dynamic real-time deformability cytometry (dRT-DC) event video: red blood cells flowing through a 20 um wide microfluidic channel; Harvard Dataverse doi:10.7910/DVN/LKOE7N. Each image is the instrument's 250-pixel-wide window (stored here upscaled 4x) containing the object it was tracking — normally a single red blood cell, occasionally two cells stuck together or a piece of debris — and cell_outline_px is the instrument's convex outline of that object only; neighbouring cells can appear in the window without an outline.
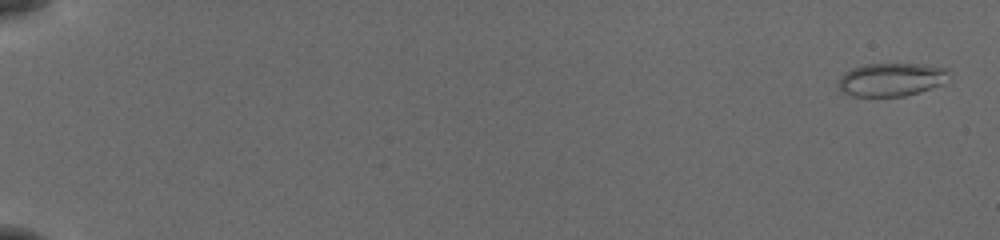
{"species": "common noctule bat (a hibernating species)", "species_latin": "Nyctalus noctula", "temperature_condition": "cold", "stored_images_in_passage": 56, "camera_frame_rate_fps": 3000, "um_per_image_px": 0.085, "animal": {"sex": "female", "body_mass_g": 19.5, "forearm_length_mm": 54.1}, "frame": {"image": 1, "passage_image": 2, "time_ms": 0.333, "image_size_px": [1000, 240], "cell_outline_px": [[948, 72], [944, 84], [920, 92], [904, 96], [852, 96], [840, 92], [836, 84], [840, 76], [844, 72], [852, 68], [864, 64], [924, 64], [948, 68]], "centroid_in_image_um": [75.72, 6.76], "position_along_channel_um": 9.3, "area_um2": 21.73}}
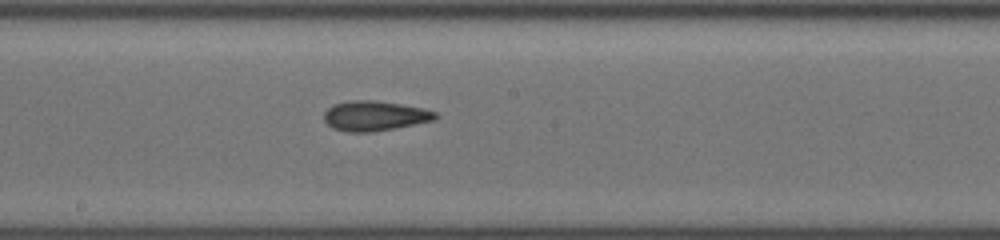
{"frame": {"image": 2, "passage_image": 33, "time_ms": 10.667, "image_size_px": [1000, 240], "cell_outline_px": [[436, 120], [372, 132], [348, 132], [332, 128], [324, 120], [324, 112], [332, 104], [348, 100], [376, 100], [424, 108], [436, 112]], "centroid_in_image_um": [31.82, 9.84], "position_along_channel_um": 216.4, "area_um2": 19.48}}
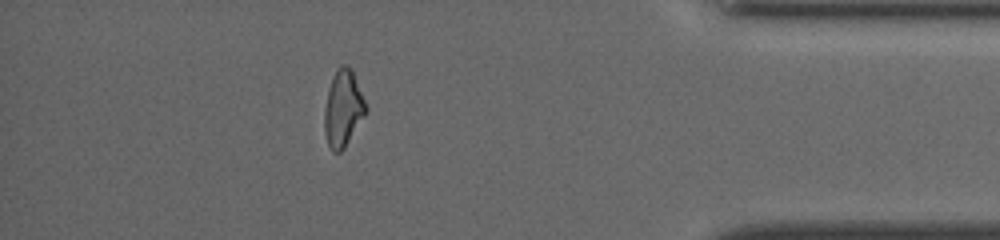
{"frame": {"image": 3, "passage_image": 50, "time_ms": 16.333, "image_size_px": [1000, 240], "cell_outline_px": [[368, 108], [364, 116], [344, 148], [340, 152], [332, 152], [328, 144], [324, 132], [324, 108], [328, 88], [336, 68], [340, 64], [348, 64], [352, 68]], "centroid_in_image_um": [29.15, 9.18], "position_along_channel_um": 406.0, "area_um2": 18.67}, "authors_computed_cell_mechanics": {"area_um2": 18.9295, "velocity_mm_per_s": 3.8959, "shape_relaxation_time_tau1_ms": 4.145, "shape_relaxation_time_tau2_ms": 2.439, "deformation_change_tau1": 0.144, "deformation_change_tau2": 0.1052}}